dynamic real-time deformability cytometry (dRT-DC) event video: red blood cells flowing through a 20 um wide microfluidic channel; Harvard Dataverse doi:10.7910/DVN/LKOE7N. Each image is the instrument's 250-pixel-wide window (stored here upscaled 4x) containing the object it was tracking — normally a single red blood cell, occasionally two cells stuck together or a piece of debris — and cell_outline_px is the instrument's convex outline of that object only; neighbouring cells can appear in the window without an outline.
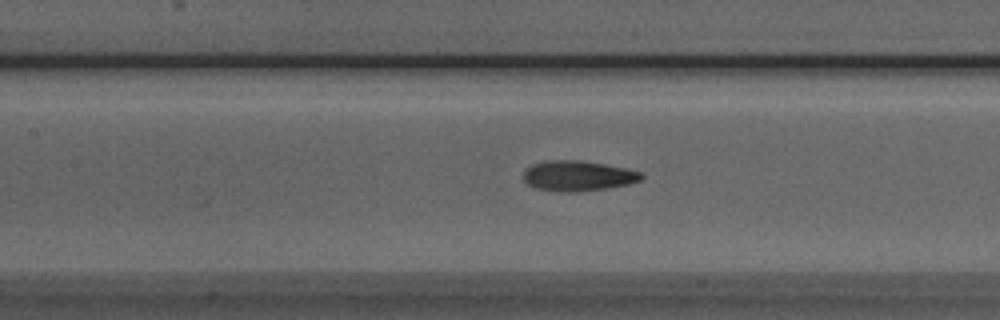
{"species": "Egyptian fruit bat (a non-hibernating species)", "species_latin": "Rousettus aegyptiacus", "temperature_condition": "room temperature", "stored_images_in_passage": 35, "camera_frame_rate_fps": 3000, "um_per_image_px": 0.085, "animal": {"sex": "male"}, "frame": {"image": 1, "passage_image": 16, "time_ms": 5.0, "image_size_px": [1000, 320], "cell_outline_px": [[644, 176], [640, 180], [628, 184], [608, 188], [576, 192], [560, 192], [536, 188], [528, 184], [524, 180], [524, 172], [532, 164], [544, 160], [580, 160], [604, 164], [624, 168], [640, 172]], "centroid_in_image_um": [49.1, 14.95], "position_along_channel_um": 158.3, "area_um2": 20.75}}
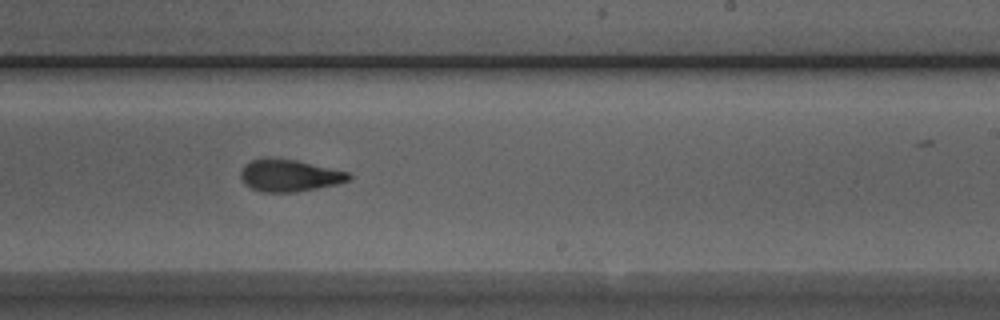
{"frame": {"image": 2, "passage_image": 24, "time_ms": 7.667, "image_size_px": [1000, 320], "cell_outline_px": [[352, 176], [348, 180], [336, 184], [296, 192], [264, 192], [252, 188], [244, 184], [240, 176], [240, 172], [244, 164], [252, 160], [264, 156], [268, 156], [296, 160], [348, 172]], "centroid_in_image_um": [24.53, 14.89], "position_along_channel_um": 264.5, "area_um2": 20.29}}
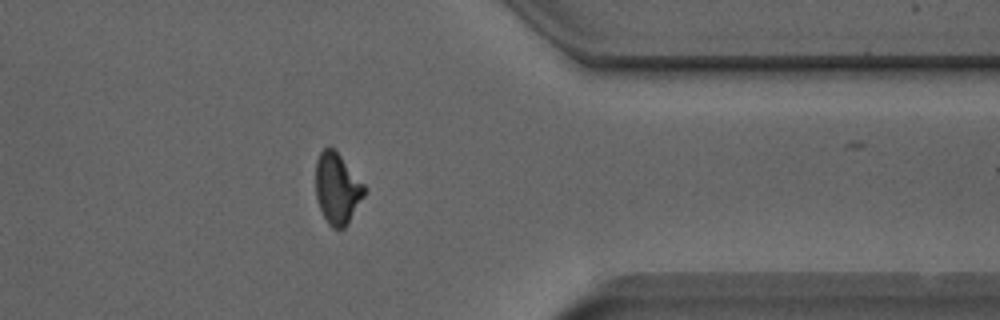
{"frame": {"image": 3, "passage_image": 34, "time_ms": 11.0, "image_size_px": [1000, 320], "cell_outline_px": [[364, 196], [348, 224], [344, 228], [332, 228], [328, 224], [320, 208], [316, 196], [316, 160], [320, 152], [328, 144], [340, 156], [364, 184]], "centroid_in_image_um": [28.65, 16.03], "position_along_channel_um": 382.8, "area_um2": 19.88}}